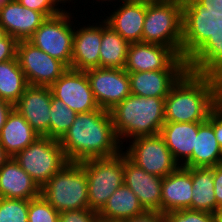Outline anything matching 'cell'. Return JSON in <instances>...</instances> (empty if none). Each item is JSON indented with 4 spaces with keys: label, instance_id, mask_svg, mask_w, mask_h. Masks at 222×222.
I'll return each instance as SVG.
<instances>
[{
    "label": "cell",
    "instance_id": "836d02e7",
    "mask_svg": "<svg viewBox=\"0 0 222 222\" xmlns=\"http://www.w3.org/2000/svg\"><path fill=\"white\" fill-rule=\"evenodd\" d=\"M165 222H216L212 213L198 210L181 209L165 214Z\"/></svg>",
    "mask_w": 222,
    "mask_h": 222
},
{
    "label": "cell",
    "instance_id": "d6986e66",
    "mask_svg": "<svg viewBox=\"0 0 222 222\" xmlns=\"http://www.w3.org/2000/svg\"><path fill=\"white\" fill-rule=\"evenodd\" d=\"M46 18L43 13L24 7L18 0H10L0 8V25L17 41L28 40Z\"/></svg>",
    "mask_w": 222,
    "mask_h": 222
},
{
    "label": "cell",
    "instance_id": "603a6c76",
    "mask_svg": "<svg viewBox=\"0 0 222 222\" xmlns=\"http://www.w3.org/2000/svg\"><path fill=\"white\" fill-rule=\"evenodd\" d=\"M203 122H165L160 135L175 161L184 166L192 157L198 128Z\"/></svg>",
    "mask_w": 222,
    "mask_h": 222
},
{
    "label": "cell",
    "instance_id": "ffe728a7",
    "mask_svg": "<svg viewBox=\"0 0 222 222\" xmlns=\"http://www.w3.org/2000/svg\"><path fill=\"white\" fill-rule=\"evenodd\" d=\"M192 168L179 166L163 177L161 189V212L190 209L192 202Z\"/></svg>",
    "mask_w": 222,
    "mask_h": 222
},
{
    "label": "cell",
    "instance_id": "44dd1931",
    "mask_svg": "<svg viewBox=\"0 0 222 222\" xmlns=\"http://www.w3.org/2000/svg\"><path fill=\"white\" fill-rule=\"evenodd\" d=\"M187 70H154L130 72L131 94L144 97L166 98L173 85Z\"/></svg>",
    "mask_w": 222,
    "mask_h": 222
},
{
    "label": "cell",
    "instance_id": "1f68e13d",
    "mask_svg": "<svg viewBox=\"0 0 222 222\" xmlns=\"http://www.w3.org/2000/svg\"><path fill=\"white\" fill-rule=\"evenodd\" d=\"M29 200L0 198V222H28Z\"/></svg>",
    "mask_w": 222,
    "mask_h": 222
},
{
    "label": "cell",
    "instance_id": "7bdbcfd3",
    "mask_svg": "<svg viewBox=\"0 0 222 222\" xmlns=\"http://www.w3.org/2000/svg\"><path fill=\"white\" fill-rule=\"evenodd\" d=\"M10 158L5 149L0 144V167Z\"/></svg>",
    "mask_w": 222,
    "mask_h": 222
},
{
    "label": "cell",
    "instance_id": "3957f363",
    "mask_svg": "<svg viewBox=\"0 0 222 222\" xmlns=\"http://www.w3.org/2000/svg\"><path fill=\"white\" fill-rule=\"evenodd\" d=\"M109 112L123 146L125 141L139 136L160 134L165 123V99L130 94Z\"/></svg>",
    "mask_w": 222,
    "mask_h": 222
},
{
    "label": "cell",
    "instance_id": "ba28073f",
    "mask_svg": "<svg viewBox=\"0 0 222 222\" xmlns=\"http://www.w3.org/2000/svg\"><path fill=\"white\" fill-rule=\"evenodd\" d=\"M69 11L46 18L41 26L28 39L30 43L47 53L52 58L63 62L71 68L74 15Z\"/></svg>",
    "mask_w": 222,
    "mask_h": 222
},
{
    "label": "cell",
    "instance_id": "4fadbf2b",
    "mask_svg": "<svg viewBox=\"0 0 222 222\" xmlns=\"http://www.w3.org/2000/svg\"><path fill=\"white\" fill-rule=\"evenodd\" d=\"M85 72L100 109L110 111L131 94L129 75L125 69L93 68Z\"/></svg>",
    "mask_w": 222,
    "mask_h": 222
},
{
    "label": "cell",
    "instance_id": "9a60e30c",
    "mask_svg": "<svg viewBox=\"0 0 222 222\" xmlns=\"http://www.w3.org/2000/svg\"><path fill=\"white\" fill-rule=\"evenodd\" d=\"M52 96L48 86L29 85L14 104V108L40 136L49 132Z\"/></svg>",
    "mask_w": 222,
    "mask_h": 222
},
{
    "label": "cell",
    "instance_id": "8fae6325",
    "mask_svg": "<svg viewBox=\"0 0 222 222\" xmlns=\"http://www.w3.org/2000/svg\"><path fill=\"white\" fill-rule=\"evenodd\" d=\"M16 57L28 84L32 86L50 87L68 69L63 62L52 58L28 40L18 41Z\"/></svg>",
    "mask_w": 222,
    "mask_h": 222
},
{
    "label": "cell",
    "instance_id": "5bb4252c",
    "mask_svg": "<svg viewBox=\"0 0 222 222\" xmlns=\"http://www.w3.org/2000/svg\"><path fill=\"white\" fill-rule=\"evenodd\" d=\"M50 89L54 98L62 100L77 114L100 109L85 71L68 68Z\"/></svg>",
    "mask_w": 222,
    "mask_h": 222
},
{
    "label": "cell",
    "instance_id": "d4e9b609",
    "mask_svg": "<svg viewBox=\"0 0 222 222\" xmlns=\"http://www.w3.org/2000/svg\"><path fill=\"white\" fill-rule=\"evenodd\" d=\"M38 137H40V135L30 126L26 119L13 108L0 131V144L10 157H14Z\"/></svg>",
    "mask_w": 222,
    "mask_h": 222
},
{
    "label": "cell",
    "instance_id": "8d00e7d4",
    "mask_svg": "<svg viewBox=\"0 0 222 222\" xmlns=\"http://www.w3.org/2000/svg\"><path fill=\"white\" fill-rule=\"evenodd\" d=\"M18 41L7 35L0 45V62H5L16 58Z\"/></svg>",
    "mask_w": 222,
    "mask_h": 222
},
{
    "label": "cell",
    "instance_id": "ee69618b",
    "mask_svg": "<svg viewBox=\"0 0 222 222\" xmlns=\"http://www.w3.org/2000/svg\"><path fill=\"white\" fill-rule=\"evenodd\" d=\"M214 216L216 222H222V206L216 209Z\"/></svg>",
    "mask_w": 222,
    "mask_h": 222
},
{
    "label": "cell",
    "instance_id": "9c48e42d",
    "mask_svg": "<svg viewBox=\"0 0 222 222\" xmlns=\"http://www.w3.org/2000/svg\"><path fill=\"white\" fill-rule=\"evenodd\" d=\"M181 57L187 61L222 26V12H206L196 0H182Z\"/></svg>",
    "mask_w": 222,
    "mask_h": 222
},
{
    "label": "cell",
    "instance_id": "5b68a950",
    "mask_svg": "<svg viewBox=\"0 0 222 222\" xmlns=\"http://www.w3.org/2000/svg\"><path fill=\"white\" fill-rule=\"evenodd\" d=\"M40 195L59 213L89 208L84 168L78 162H68L40 189Z\"/></svg>",
    "mask_w": 222,
    "mask_h": 222
},
{
    "label": "cell",
    "instance_id": "74e56055",
    "mask_svg": "<svg viewBox=\"0 0 222 222\" xmlns=\"http://www.w3.org/2000/svg\"><path fill=\"white\" fill-rule=\"evenodd\" d=\"M120 222H165V214L159 211H145L143 214L132 218L121 220Z\"/></svg>",
    "mask_w": 222,
    "mask_h": 222
},
{
    "label": "cell",
    "instance_id": "52a82bcc",
    "mask_svg": "<svg viewBox=\"0 0 222 222\" xmlns=\"http://www.w3.org/2000/svg\"><path fill=\"white\" fill-rule=\"evenodd\" d=\"M13 158L40 189L69 162L59 140L46 136L38 137Z\"/></svg>",
    "mask_w": 222,
    "mask_h": 222
},
{
    "label": "cell",
    "instance_id": "ac0fdd59",
    "mask_svg": "<svg viewBox=\"0 0 222 222\" xmlns=\"http://www.w3.org/2000/svg\"><path fill=\"white\" fill-rule=\"evenodd\" d=\"M120 4L104 20L130 44L142 42L146 0H123Z\"/></svg>",
    "mask_w": 222,
    "mask_h": 222
},
{
    "label": "cell",
    "instance_id": "ab89813d",
    "mask_svg": "<svg viewBox=\"0 0 222 222\" xmlns=\"http://www.w3.org/2000/svg\"><path fill=\"white\" fill-rule=\"evenodd\" d=\"M214 133L219 145L222 148V102L214 110Z\"/></svg>",
    "mask_w": 222,
    "mask_h": 222
},
{
    "label": "cell",
    "instance_id": "2e32d148",
    "mask_svg": "<svg viewBox=\"0 0 222 222\" xmlns=\"http://www.w3.org/2000/svg\"><path fill=\"white\" fill-rule=\"evenodd\" d=\"M99 24V25H98ZM78 27H75L77 26ZM74 24L71 69L86 71L100 68V46L102 40V21L80 27ZM91 25V26H90ZM76 28V29H75Z\"/></svg>",
    "mask_w": 222,
    "mask_h": 222
},
{
    "label": "cell",
    "instance_id": "4dcf8cb0",
    "mask_svg": "<svg viewBox=\"0 0 222 222\" xmlns=\"http://www.w3.org/2000/svg\"><path fill=\"white\" fill-rule=\"evenodd\" d=\"M77 113L71 110L62 100L52 96L50 108L48 138L60 140L71 127Z\"/></svg>",
    "mask_w": 222,
    "mask_h": 222
},
{
    "label": "cell",
    "instance_id": "f1b7e54d",
    "mask_svg": "<svg viewBox=\"0 0 222 222\" xmlns=\"http://www.w3.org/2000/svg\"><path fill=\"white\" fill-rule=\"evenodd\" d=\"M130 43L103 19L100 46V68L124 69Z\"/></svg>",
    "mask_w": 222,
    "mask_h": 222
},
{
    "label": "cell",
    "instance_id": "e0dca14e",
    "mask_svg": "<svg viewBox=\"0 0 222 222\" xmlns=\"http://www.w3.org/2000/svg\"><path fill=\"white\" fill-rule=\"evenodd\" d=\"M124 184L138 197L147 211L161 212L163 177L147 173L132 163L124 153Z\"/></svg>",
    "mask_w": 222,
    "mask_h": 222
},
{
    "label": "cell",
    "instance_id": "6da1fadb",
    "mask_svg": "<svg viewBox=\"0 0 222 222\" xmlns=\"http://www.w3.org/2000/svg\"><path fill=\"white\" fill-rule=\"evenodd\" d=\"M59 142L67 160L78 163L112 157L125 149L115 133L110 112L104 109L77 114Z\"/></svg>",
    "mask_w": 222,
    "mask_h": 222
},
{
    "label": "cell",
    "instance_id": "f6af8a7d",
    "mask_svg": "<svg viewBox=\"0 0 222 222\" xmlns=\"http://www.w3.org/2000/svg\"><path fill=\"white\" fill-rule=\"evenodd\" d=\"M53 1L58 7H60L62 9V11H67L63 8V4L65 5L66 2L70 3L72 0H53ZM60 4H62V5H60Z\"/></svg>",
    "mask_w": 222,
    "mask_h": 222
},
{
    "label": "cell",
    "instance_id": "b9f144b4",
    "mask_svg": "<svg viewBox=\"0 0 222 222\" xmlns=\"http://www.w3.org/2000/svg\"><path fill=\"white\" fill-rule=\"evenodd\" d=\"M13 108L14 105L5 100L0 99V131L6 122L8 114Z\"/></svg>",
    "mask_w": 222,
    "mask_h": 222
},
{
    "label": "cell",
    "instance_id": "f546056e",
    "mask_svg": "<svg viewBox=\"0 0 222 222\" xmlns=\"http://www.w3.org/2000/svg\"><path fill=\"white\" fill-rule=\"evenodd\" d=\"M29 86L17 57L0 62V99L14 105Z\"/></svg>",
    "mask_w": 222,
    "mask_h": 222
},
{
    "label": "cell",
    "instance_id": "cb8c5ba5",
    "mask_svg": "<svg viewBox=\"0 0 222 222\" xmlns=\"http://www.w3.org/2000/svg\"><path fill=\"white\" fill-rule=\"evenodd\" d=\"M220 164H222V148L214 133L213 111L208 120L199 126L192 157L184 167H214Z\"/></svg>",
    "mask_w": 222,
    "mask_h": 222
},
{
    "label": "cell",
    "instance_id": "d6a6232c",
    "mask_svg": "<svg viewBox=\"0 0 222 222\" xmlns=\"http://www.w3.org/2000/svg\"><path fill=\"white\" fill-rule=\"evenodd\" d=\"M28 222H59V212L40 195L29 200Z\"/></svg>",
    "mask_w": 222,
    "mask_h": 222
},
{
    "label": "cell",
    "instance_id": "7402d4cb",
    "mask_svg": "<svg viewBox=\"0 0 222 222\" xmlns=\"http://www.w3.org/2000/svg\"><path fill=\"white\" fill-rule=\"evenodd\" d=\"M40 188L13 157L0 167V198L31 200Z\"/></svg>",
    "mask_w": 222,
    "mask_h": 222
},
{
    "label": "cell",
    "instance_id": "c3c4849f",
    "mask_svg": "<svg viewBox=\"0 0 222 222\" xmlns=\"http://www.w3.org/2000/svg\"><path fill=\"white\" fill-rule=\"evenodd\" d=\"M10 0H0V8L8 3Z\"/></svg>",
    "mask_w": 222,
    "mask_h": 222
},
{
    "label": "cell",
    "instance_id": "7a4b0ae2",
    "mask_svg": "<svg viewBox=\"0 0 222 222\" xmlns=\"http://www.w3.org/2000/svg\"><path fill=\"white\" fill-rule=\"evenodd\" d=\"M221 102V78L187 70L165 98V122H205Z\"/></svg>",
    "mask_w": 222,
    "mask_h": 222
},
{
    "label": "cell",
    "instance_id": "e575fe53",
    "mask_svg": "<svg viewBox=\"0 0 222 222\" xmlns=\"http://www.w3.org/2000/svg\"><path fill=\"white\" fill-rule=\"evenodd\" d=\"M98 213L89 208L66 210L59 213V222H98Z\"/></svg>",
    "mask_w": 222,
    "mask_h": 222
},
{
    "label": "cell",
    "instance_id": "7dc6e473",
    "mask_svg": "<svg viewBox=\"0 0 222 222\" xmlns=\"http://www.w3.org/2000/svg\"><path fill=\"white\" fill-rule=\"evenodd\" d=\"M100 1H101V3H104V1L105 2L108 1V2H110V4H111V2L113 3V0H96V2H98V3H100ZM114 1H117V0H114ZM120 1H123V0H118L119 3H120Z\"/></svg>",
    "mask_w": 222,
    "mask_h": 222
},
{
    "label": "cell",
    "instance_id": "83f0119b",
    "mask_svg": "<svg viewBox=\"0 0 222 222\" xmlns=\"http://www.w3.org/2000/svg\"><path fill=\"white\" fill-rule=\"evenodd\" d=\"M192 187L191 210L214 214L217 199L214 192L213 167L192 168Z\"/></svg>",
    "mask_w": 222,
    "mask_h": 222
},
{
    "label": "cell",
    "instance_id": "4316f807",
    "mask_svg": "<svg viewBox=\"0 0 222 222\" xmlns=\"http://www.w3.org/2000/svg\"><path fill=\"white\" fill-rule=\"evenodd\" d=\"M145 211L138 197L123 183L109 197L104 207L98 212V216L103 221L120 222L141 215Z\"/></svg>",
    "mask_w": 222,
    "mask_h": 222
},
{
    "label": "cell",
    "instance_id": "7c38bea8",
    "mask_svg": "<svg viewBox=\"0 0 222 222\" xmlns=\"http://www.w3.org/2000/svg\"><path fill=\"white\" fill-rule=\"evenodd\" d=\"M124 69L130 72L188 70L187 62L170 47L151 43H131Z\"/></svg>",
    "mask_w": 222,
    "mask_h": 222
},
{
    "label": "cell",
    "instance_id": "bcb514c9",
    "mask_svg": "<svg viewBox=\"0 0 222 222\" xmlns=\"http://www.w3.org/2000/svg\"><path fill=\"white\" fill-rule=\"evenodd\" d=\"M7 36L6 31L3 29V27L0 25V45H2V40Z\"/></svg>",
    "mask_w": 222,
    "mask_h": 222
},
{
    "label": "cell",
    "instance_id": "277c9868",
    "mask_svg": "<svg viewBox=\"0 0 222 222\" xmlns=\"http://www.w3.org/2000/svg\"><path fill=\"white\" fill-rule=\"evenodd\" d=\"M182 22V0L146 1L142 43L168 46L181 56Z\"/></svg>",
    "mask_w": 222,
    "mask_h": 222
},
{
    "label": "cell",
    "instance_id": "f35d334b",
    "mask_svg": "<svg viewBox=\"0 0 222 222\" xmlns=\"http://www.w3.org/2000/svg\"><path fill=\"white\" fill-rule=\"evenodd\" d=\"M214 192L217 208L222 206V164L213 167Z\"/></svg>",
    "mask_w": 222,
    "mask_h": 222
},
{
    "label": "cell",
    "instance_id": "30bf717a",
    "mask_svg": "<svg viewBox=\"0 0 222 222\" xmlns=\"http://www.w3.org/2000/svg\"><path fill=\"white\" fill-rule=\"evenodd\" d=\"M128 142L123 152L132 163L149 174L165 177L180 166L160 134L139 136Z\"/></svg>",
    "mask_w": 222,
    "mask_h": 222
},
{
    "label": "cell",
    "instance_id": "484cf974",
    "mask_svg": "<svg viewBox=\"0 0 222 222\" xmlns=\"http://www.w3.org/2000/svg\"><path fill=\"white\" fill-rule=\"evenodd\" d=\"M186 62L191 72L222 79V26Z\"/></svg>",
    "mask_w": 222,
    "mask_h": 222
},
{
    "label": "cell",
    "instance_id": "60d3db41",
    "mask_svg": "<svg viewBox=\"0 0 222 222\" xmlns=\"http://www.w3.org/2000/svg\"><path fill=\"white\" fill-rule=\"evenodd\" d=\"M206 8V12H222V0H196Z\"/></svg>",
    "mask_w": 222,
    "mask_h": 222
},
{
    "label": "cell",
    "instance_id": "d590c367",
    "mask_svg": "<svg viewBox=\"0 0 222 222\" xmlns=\"http://www.w3.org/2000/svg\"><path fill=\"white\" fill-rule=\"evenodd\" d=\"M18 2L24 7L43 13L47 18L63 12L53 0H18Z\"/></svg>",
    "mask_w": 222,
    "mask_h": 222
},
{
    "label": "cell",
    "instance_id": "8992f818",
    "mask_svg": "<svg viewBox=\"0 0 222 222\" xmlns=\"http://www.w3.org/2000/svg\"><path fill=\"white\" fill-rule=\"evenodd\" d=\"M79 163L87 176L89 209L98 213L109 197L124 183V152Z\"/></svg>",
    "mask_w": 222,
    "mask_h": 222
}]
</instances>
